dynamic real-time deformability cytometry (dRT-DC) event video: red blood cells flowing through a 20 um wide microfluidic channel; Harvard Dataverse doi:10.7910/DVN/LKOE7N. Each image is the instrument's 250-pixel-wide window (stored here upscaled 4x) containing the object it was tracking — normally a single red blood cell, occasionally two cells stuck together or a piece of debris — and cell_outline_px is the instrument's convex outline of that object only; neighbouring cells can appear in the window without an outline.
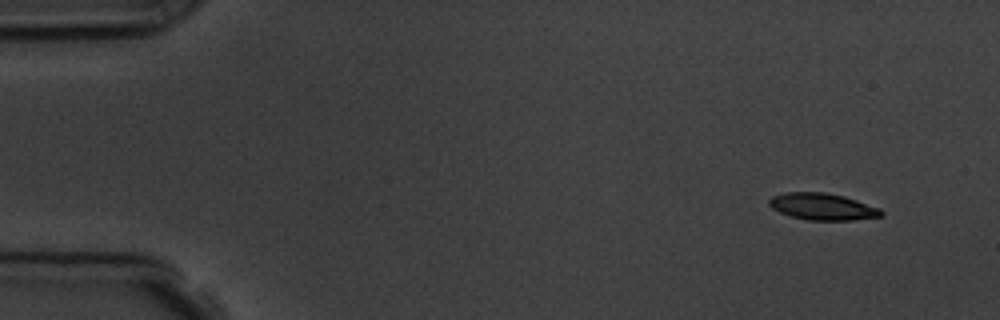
{"species": "common noctule bat (a hibernating species)", "species_latin": "Nyctalus noctula", "temperature_condition": "room temperature", "stored_images_in_passage": 9, "camera_frame_rate_fps": 3000, "um_per_image_px": 0.085, "animal": {"sex": "male", "body_mass_g": 19.5, "forearm_length_mm": 54.6}, "frame": {"image": 1, "passage_image": 1, "time_ms": 0.0, "image_size_px": [1000, 320], "cell_outline_px": [[884, 216], [852, 220], [808, 220], [792, 216], [780, 212], [772, 208], [768, 204], [768, 200], [772, 196], [784, 192], [824, 192], [844, 196], [880, 208], [884, 212]], "centroid_in_image_um": [69.92, 17.56], "position_along_channel_um": 15.1, "area_um2": 17.51}}
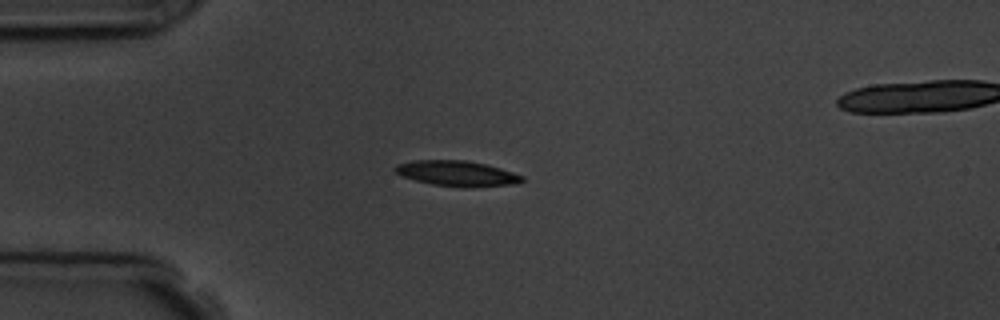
{"frame": {"image": 2, "passage_image": 3, "time_ms": 3.333, "image_size_px": [1000, 320], "cell_outline_px": [[524, 180], [516, 184], [464, 188], [460, 188], [432, 184], [400, 176], [392, 168], [396, 164], [412, 160], [464, 160], [484, 164], [500, 168], [524, 176]], "centroid_in_image_um": [38.81, 14.75], "position_along_channel_um": 46.2, "area_um2": 18.96}}
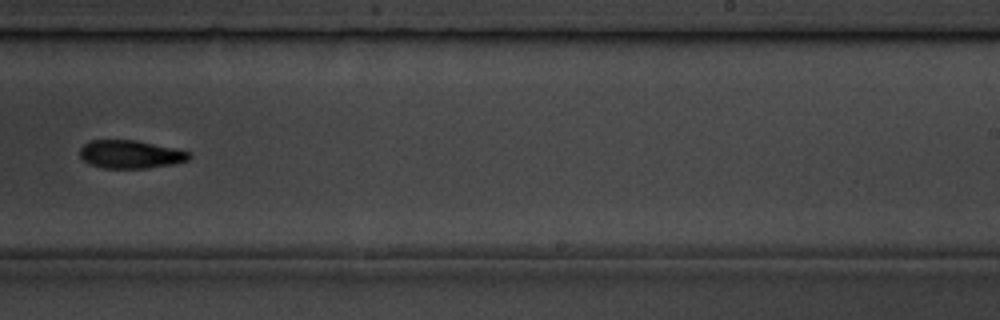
{"frame": {"image": 3, "passage_image": 9, "time_ms": 10.0, "image_size_px": [1000, 320], "cell_outline_px": [[192, 156], [188, 160], [176, 164], [148, 168], [104, 168], [88, 164], [80, 156], [80, 148], [88, 140], [136, 140], [172, 148], [188, 152]], "centroid_in_image_um": [11.07, 13.12], "position_along_channel_um": 277.9, "area_um2": 17.92}}